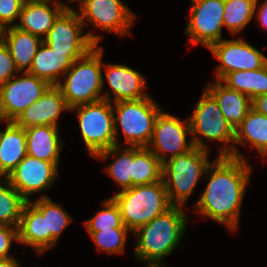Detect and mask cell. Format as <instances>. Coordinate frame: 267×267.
<instances>
[{"label": "cell", "mask_w": 267, "mask_h": 267, "mask_svg": "<svg viewBox=\"0 0 267 267\" xmlns=\"http://www.w3.org/2000/svg\"><path fill=\"white\" fill-rule=\"evenodd\" d=\"M248 162L218 155L207 168L205 179L209 181L194 205L195 212L225 225L230 232L236 231L252 172Z\"/></svg>", "instance_id": "1"}, {"label": "cell", "mask_w": 267, "mask_h": 267, "mask_svg": "<svg viewBox=\"0 0 267 267\" xmlns=\"http://www.w3.org/2000/svg\"><path fill=\"white\" fill-rule=\"evenodd\" d=\"M188 217L182 206H172L134 232L137 237L135 257L139 262H164L180 245L187 229Z\"/></svg>", "instance_id": "2"}, {"label": "cell", "mask_w": 267, "mask_h": 267, "mask_svg": "<svg viewBox=\"0 0 267 267\" xmlns=\"http://www.w3.org/2000/svg\"><path fill=\"white\" fill-rule=\"evenodd\" d=\"M103 50L102 46L95 45L84 56L76 59L65 72L64 81L56 85L70 108L100 100L110 101V91L102 93Z\"/></svg>", "instance_id": "3"}, {"label": "cell", "mask_w": 267, "mask_h": 267, "mask_svg": "<svg viewBox=\"0 0 267 267\" xmlns=\"http://www.w3.org/2000/svg\"><path fill=\"white\" fill-rule=\"evenodd\" d=\"M111 198L119 207L123 224L132 233L173 206L163 180L118 191Z\"/></svg>", "instance_id": "4"}, {"label": "cell", "mask_w": 267, "mask_h": 267, "mask_svg": "<svg viewBox=\"0 0 267 267\" xmlns=\"http://www.w3.org/2000/svg\"><path fill=\"white\" fill-rule=\"evenodd\" d=\"M201 98L197 102L194 112L188 119L191 130V140L194 147L209 150L203 139L220 142L219 156H230L234 150L235 129L224 117L219 103L215 97L205 88Z\"/></svg>", "instance_id": "5"}, {"label": "cell", "mask_w": 267, "mask_h": 267, "mask_svg": "<svg viewBox=\"0 0 267 267\" xmlns=\"http://www.w3.org/2000/svg\"><path fill=\"white\" fill-rule=\"evenodd\" d=\"M208 151L194 147L186 154L162 163V180L172 205L183 207L188 202L199 179L212 163L208 159Z\"/></svg>", "instance_id": "6"}, {"label": "cell", "mask_w": 267, "mask_h": 267, "mask_svg": "<svg viewBox=\"0 0 267 267\" xmlns=\"http://www.w3.org/2000/svg\"><path fill=\"white\" fill-rule=\"evenodd\" d=\"M161 107L151 96L113 103L115 142L119 144V127L129 146L148 147Z\"/></svg>", "instance_id": "7"}, {"label": "cell", "mask_w": 267, "mask_h": 267, "mask_svg": "<svg viewBox=\"0 0 267 267\" xmlns=\"http://www.w3.org/2000/svg\"><path fill=\"white\" fill-rule=\"evenodd\" d=\"M70 111L77 113L81 137L90 156L116 145L113 103L100 100L74 106Z\"/></svg>", "instance_id": "8"}, {"label": "cell", "mask_w": 267, "mask_h": 267, "mask_svg": "<svg viewBox=\"0 0 267 267\" xmlns=\"http://www.w3.org/2000/svg\"><path fill=\"white\" fill-rule=\"evenodd\" d=\"M83 31L84 25L79 13L73 8H66L55 20L43 41L53 51L65 53V56H84L99 44L102 37Z\"/></svg>", "instance_id": "9"}, {"label": "cell", "mask_w": 267, "mask_h": 267, "mask_svg": "<svg viewBox=\"0 0 267 267\" xmlns=\"http://www.w3.org/2000/svg\"><path fill=\"white\" fill-rule=\"evenodd\" d=\"M79 10L84 27L90 22L91 26L118 36L132 34L130 30L136 14L122 0H84L79 4Z\"/></svg>", "instance_id": "10"}, {"label": "cell", "mask_w": 267, "mask_h": 267, "mask_svg": "<svg viewBox=\"0 0 267 267\" xmlns=\"http://www.w3.org/2000/svg\"><path fill=\"white\" fill-rule=\"evenodd\" d=\"M188 135H191L188 119L182 121L170 113L161 111L156 118L153 135L147 148L164 163L167 159L186 154L194 148L192 140H187Z\"/></svg>", "instance_id": "11"}, {"label": "cell", "mask_w": 267, "mask_h": 267, "mask_svg": "<svg viewBox=\"0 0 267 267\" xmlns=\"http://www.w3.org/2000/svg\"><path fill=\"white\" fill-rule=\"evenodd\" d=\"M189 11L190 20L184 30L188 42L208 49L223 39L224 0H197L192 2Z\"/></svg>", "instance_id": "12"}, {"label": "cell", "mask_w": 267, "mask_h": 267, "mask_svg": "<svg viewBox=\"0 0 267 267\" xmlns=\"http://www.w3.org/2000/svg\"><path fill=\"white\" fill-rule=\"evenodd\" d=\"M21 75L18 73L0 85L1 110L6 122H14L51 86L47 81L28 72H21Z\"/></svg>", "instance_id": "13"}, {"label": "cell", "mask_w": 267, "mask_h": 267, "mask_svg": "<svg viewBox=\"0 0 267 267\" xmlns=\"http://www.w3.org/2000/svg\"><path fill=\"white\" fill-rule=\"evenodd\" d=\"M208 50L220 61L215 71L217 80L230 72L260 69L267 63V57L242 37L222 39L212 44Z\"/></svg>", "instance_id": "14"}, {"label": "cell", "mask_w": 267, "mask_h": 267, "mask_svg": "<svg viewBox=\"0 0 267 267\" xmlns=\"http://www.w3.org/2000/svg\"><path fill=\"white\" fill-rule=\"evenodd\" d=\"M57 177V164L26 155L6 179L29 202L30 195L50 188Z\"/></svg>", "instance_id": "15"}, {"label": "cell", "mask_w": 267, "mask_h": 267, "mask_svg": "<svg viewBox=\"0 0 267 267\" xmlns=\"http://www.w3.org/2000/svg\"><path fill=\"white\" fill-rule=\"evenodd\" d=\"M70 111L65 97L56 85H51L41 98L28 106L14 121L22 128L48 125L57 126L60 114Z\"/></svg>", "instance_id": "16"}, {"label": "cell", "mask_w": 267, "mask_h": 267, "mask_svg": "<svg viewBox=\"0 0 267 267\" xmlns=\"http://www.w3.org/2000/svg\"><path fill=\"white\" fill-rule=\"evenodd\" d=\"M66 8L71 7L59 0L57 2L56 0L25 1L19 16L20 23L15 27L44 39L55 20Z\"/></svg>", "instance_id": "17"}, {"label": "cell", "mask_w": 267, "mask_h": 267, "mask_svg": "<svg viewBox=\"0 0 267 267\" xmlns=\"http://www.w3.org/2000/svg\"><path fill=\"white\" fill-rule=\"evenodd\" d=\"M104 75L113 91L111 103L128 100H138L149 97L145 77L137 70L123 64H103ZM113 100V101H112Z\"/></svg>", "instance_id": "18"}, {"label": "cell", "mask_w": 267, "mask_h": 267, "mask_svg": "<svg viewBox=\"0 0 267 267\" xmlns=\"http://www.w3.org/2000/svg\"><path fill=\"white\" fill-rule=\"evenodd\" d=\"M236 144L240 146L250 144L251 149H257L265 160L267 157V116L251 108L242 123L235 129L234 150L230 156L248 160L239 152Z\"/></svg>", "instance_id": "19"}, {"label": "cell", "mask_w": 267, "mask_h": 267, "mask_svg": "<svg viewBox=\"0 0 267 267\" xmlns=\"http://www.w3.org/2000/svg\"><path fill=\"white\" fill-rule=\"evenodd\" d=\"M27 155L59 166L62 141L57 126L39 125L25 128Z\"/></svg>", "instance_id": "20"}, {"label": "cell", "mask_w": 267, "mask_h": 267, "mask_svg": "<svg viewBox=\"0 0 267 267\" xmlns=\"http://www.w3.org/2000/svg\"><path fill=\"white\" fill-rule=\"evenodd\" d=\"M0 39L8 47L19 73L21 71L28 72L39 46L43 43V39L15 26L2 29Z\"/></svg>", "instance_id": "21"}, {"label": "cell", "mask_w": 267, "mask_h": 267, "mask_svg": "<svg viewBox=\"0 0 267 267\" xmlns=\"http://www.w3.org/2000/svg\"><path fill=\"white\" fill-rule=\"evenodd\" d=\"M82 56H65V53L53 51L44 41L39 46L28 73L37 76L50 85H57L65 72L76 59Z\"/></svg>", "instance_id": "22"}, {"label": "cell", "mask_w": 267, "mask_h": 267, "mask_svg": "<svg viewBox=\"0 0 267 267\" xmlns=\"http://www.w3.org/2000/svg\"><path fill=\"white\" fill-rule=\"evenodd\" d=\"M27 155L25 129L6 122L0 131V178H6Z\"/></svg>", "instance_id": "23"}, {"label": "cell", "mask_w": 267, "mask_h": 267, "mask_svg": "<svg viewBox=\"0 0 267 267\" xmlns=\"http://www.w3.org/2000/svg\"><path fill=\"white\" fill-rule=\"evenodd\" d=\"M206 89L219 103L226 120L236 129L252 108V100L244 93L227 87L217 79L208 84Z\"/></svg>", "instance_id": "24"}, {"label": "cell", "mask_w": 267, "mask_h": 267, "mask_svg": "<svg viewBox=\"0 0 267 267\" xmlns=\"http://www.w3.org/2000/svg\"><path fill=\"white\" fill-rule=\"evenodd\" d=\"M18 243L31 246L38 255L46 252V225L43 215L26 202L18 225Z\"/></svg>", "instance_id": "25"}, {"label": "cell", "mask_w": 267, "mask_h": 267, "mask_svg": "<svg viewBox=\"0 0 267 267\" xmlns=\"http://www.w3.org/2000/svg\"><path fill=\"white\" fill-rule=\"evenodd\" d=\"M45 219L46 225V252L53 248L66 227L72 223V217L59 204L48 196L41 195L37 200L29 201Z\"/></svg>", "instance_id": "26"}, {"label": "cell", "mask_w": 267, "mask_h": 267, "mask_svg": "<svg viewBox=\"0 0 267 267\" xmlns=\"http://www.w3.org/2000/svg\"><path fill=\"white\" fill-rule=\"evenodd\" d=\"M110 156H113L114 161L108 164L104 171L121 187L119 191L131 188L133 146L123 148L121 145H114L108 150L99 152L94 158L106 162Z\"/></svg>", "instance_id": "27"}, {"label": "cell", "mask_w": 267, "mask_h": 267, "mask_svg": "<svg viewBox=\"0 0 267 267\" xmlns=\"http://www.w3.org/2000/svg\"><path fill=\"white\" fill-rule=\"evenodd\" d=\"M220 81L252 100L256 96L267 94V63L260 69L230 72Z\"/></svg>", "instance_id": "28"}, {"label": "cell", "mask_w": 267, "mask_h": 267, "mask_svg": "<svg viewBox=\"0 0 267 267\" xmlns=\"http://www.w3.org/2000/svg\"><path fill=\"white\" fill-rule=\"evenodd\" d=\"M162 180V162L147 147L133 146L132 187Z\"/></svg>", "instance_id": "29"}, {"label": "cell", "mask_w": 267, "mask_h": 267, "mask_svg": "<svg viewBox=\"0 0 267 267\" xmlns=\"http://www.w3.org/2000/svg\"><path fill=\"white\" fill-rule=\"evenodd\" d=\"M223 26L234 36L244 30L255 15L257 0H224Z\"/></svg>", "instance_id": "30"}, {"label": "cell", "mask_w": 267, "mask_h": 267, "mask_svg": "<svg viewBox=\"0 0 267 267\" xmlns=\"http://www.w3.org/2000/svg\"><path fill=\"white\" fill-rule=\"evenodd\" d=\"M0 183V225L18 227L22 209L27 202L6 178Z\"/></svg>", "instance_id": "31"}, {"label": "cell", "mask_w": 267, "mask_h": 267, "mask_svg": "<svg viewBox=\"0 0 267 267\" xmlns=\"http://www.w3.org/2000/svg\"><path fill=\"white\" fill-rule=\"evenodd\" d=\"M103 209L98 211L91 219L84 221L87 232H99L114 228H127L122 221L120 210L114 200L109 197L102 201Z\"/></svg>", "instance_id": "32"}, {"label": "cell", "mask_w": 267, "mask_h": 267, "mask_svg": "<svg viewBox=\"0 0 267 267\" xmlns=\"http://www.w3.org/2000/svg\"><path fill=\"white\" fill-rule=\"evenodd\" d=\"M128 232H130L128 228H114L88 233L98 251L107 254H124Z\"/></svg>", "instance_id": "33"}, {"label": "cell", "mask_w": 267, "mask_h": 267, "mask_svg": "<svg viewBox=\"0 0 267 267\" xmlns=\"http://www.w3.org/2000/svg\"><path fill=\"white\" fill-rule=\"evenodd\" d=\"M24 0H0V28L15 26L19 19Z\"/></svg>", "instance_id": "34"}, {"label": "cell", "mask_w": 267, "mask_h": 267, "mask_svg": "<svg viewBox=\"0 0 267 267\" xmlns=\"http://www.w3.org/2000/svg\"><path fill=\"white\" fill-rule=\"evenodd\" d=\"M18 73L19 71L15 67L8 47L0 39V85L6 83Z\"/></svg>", "instance_id": "35"}, {"label": "cell", "mask_w": 267, "mask_h": 267, "mask_svg": "<svg viewBox=\"0 0 267 267\" xmlns=\"http://www.w3.org/2000/svg\"><path fill=\"white\" fill-rule=\"evenodd\" d=\"M14 240L18 243V228L0 225V259L13 257L9 253Z\"/></svg>", "instance_id": "36"}, {"label": "cell", "mask_w": 267, "mask_h": 267, "mask_svg": "<svg viewBox=\"0 0 267 267\" xmlns=\"http://www.w3.org/2000/svg\"><path fill=\"white\" fill-rule=\"evenodd\" d=\"M256 3L255 14L256 18L259 21L261 27L267 30V0L262 1V3Z\"/></svg>", "instance_id": "37"}, {"label": "cell", "mask_w": 267, "mask_h": 267, "mask_svg": "<svg viewBox=\"0 0 267 267\" xmlns=\"http://www.w3.org/2000/svg\"><path fill=\"white\" fill-rule=\"evenodd\" d=\"M252 108L267 116V94H262L252 99Z\"/></svg>", "instance_id": "38"}, {"label": "cell", "mask_w": 267, "mask_h": 267, "mask_svg": "<svg viewBox=\"0 0 267 267\" xmlns=\"http://www.w3.org/2000/svg\"><path fill=\"white\" fill-rule=\"evenodd\" d=\"M0 267H21V266L18 260H16L14 257H11L7 259H1Z\"/></svg>", "instance_id": "39"}, {"label": "cell", "mask_w": 267, "mask_h": 267, "mask_svg": "<svg viewBox=\"0 0 267 267\" xmlns=\"http://www.w3.org/2000/svg\"><path fill=\"white\" fill-rule=\"evenodd\" d=\"M147 263L146 267H167L163 262H145Z\"/></svg>", "instance_id": "40"}, {"label": "cell", "mask_w": 267, "mask_h": 267, "mask_svg": "<svg viewBox=\"0 0 267 267\" xmlns=\"http://www.w3.org/2000/svg\"><path fill=\"white\" fill-rule=\"evenodd\" d=\"M0 121L1 122L4 121L6 123V119L4 118L3 113H2V110H1V102H0Z\"/></svg>", "instance_id": "41"}, {"label": "cell", "mask_w": 267, "mask_h": 267, "mask_svg": "<svg viewBox=\"0 0 267 267\" xmlns=\"http://www.w3.org/2000/svg\"><path fill=\"white\" fill-rule=\"evenodd\" d=\"M79 1H80V2H79ZM83 1H84V0H68L67 3H68V2H71V3H73V2H79V4H80V3L83 2Z\"/></svg>", "instance_id": "42"}]
</instances>
